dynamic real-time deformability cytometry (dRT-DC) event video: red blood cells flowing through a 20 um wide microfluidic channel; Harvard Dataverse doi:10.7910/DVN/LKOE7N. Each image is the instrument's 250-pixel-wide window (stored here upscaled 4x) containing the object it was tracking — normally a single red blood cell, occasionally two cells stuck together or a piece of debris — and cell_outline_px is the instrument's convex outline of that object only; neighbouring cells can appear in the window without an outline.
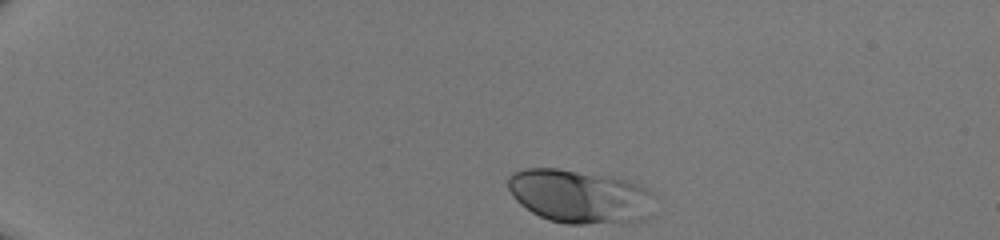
{"species": "human", "species_latin": "Homo sapiens", "temperature_condition": "room temperature", "stored_images_in_passage": 34, "camera_frame_rate_fps": 3000, "um_per_image_px": 0.085, "donor": {"sex": "male"}, "frame": {"image": 1, "passage_image": 1, "time_ms": 0.0, "image_size_px": [1000, 240], "cell_outline_px": [[652, 216], [644, 220], [584, 224], [564, 224], [548, 220], [532, 212], [520, 204], [512, 196], [508, 188], [508, 176], [512, 172], [524, 168], [556, 168], [612, 176], [628, 180], [640, 184], [652, 192]], "centroid_in_image_um": [49.27, 16.68], "position_along_channel_um": 35.7, "area_um2": 46.12}}
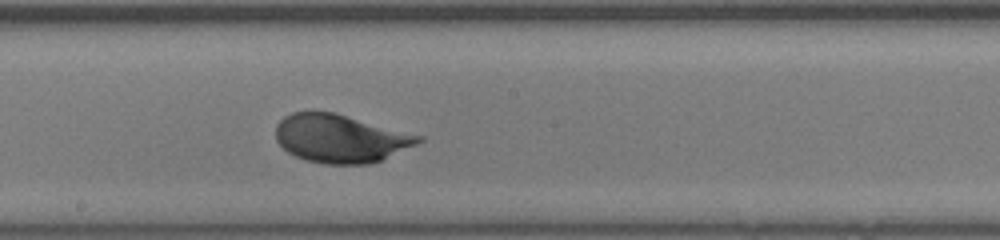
{"frame": {"image": 2, "passage_image": 20, "time_ms": 6.333, "image_size_px": [1000, 240], "cell_outline_px": [[424, 140], [416, 144], [380, 160], [368, 164], [324, 164], [304, 160], [288, 152], [276, 140], [276, 124], [284, 116], [292, 112], [336, 112], [424, 136]], "centroid_in_image_um": [28.93, 11.76], "position_along_channel_um": 219.3, "area_um2": 40.06}}
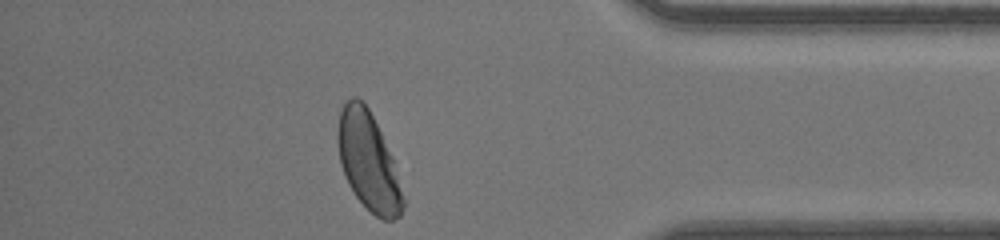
{"frame": {"image": 3, "passage_image": 34, "time_ms": 11.0, "image_size_px": [1000, 240], "cell_outline_px": [[404, 204], [400, 216], [392, 220], [384, 220], [376, 216], [356, 196], [348, 184], [344, 176], [340, 164], [336, 140], [336, 132], [340, 112], [344, 104], [352, 96], [356, 96], [368, 108], [392, 156], [404, 200]], "centroid_in_image_um": [31.27, 13.71], "position_along_channel_um": 403.9, "area_um2": 36.88}}